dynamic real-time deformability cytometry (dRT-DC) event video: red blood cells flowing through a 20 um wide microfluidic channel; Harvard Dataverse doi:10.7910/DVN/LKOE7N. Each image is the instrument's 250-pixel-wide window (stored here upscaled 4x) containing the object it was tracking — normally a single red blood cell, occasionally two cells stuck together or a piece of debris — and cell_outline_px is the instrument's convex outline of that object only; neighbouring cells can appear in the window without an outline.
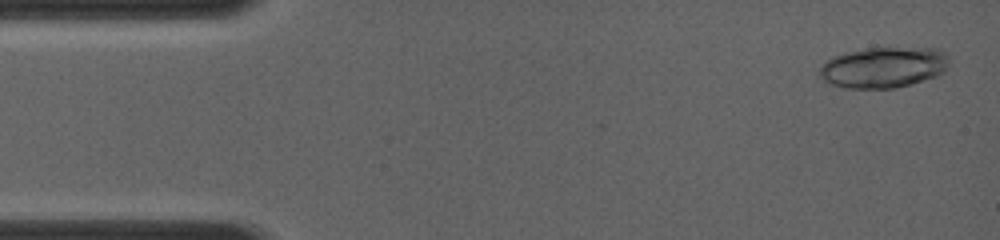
{"species": "common noctule bat (a hibernating species)", "species_latin": "Nyctalus noctula", "temperature_condition": "room temperature", "stored_images_in_passage": 9, "camera_frame_rate_fps": 4000, "um_per_image_px": 0.085, "animal": {"sex": "female", "body_mass_g": 19.0, "forearm_length_mm": 56.7}, "frame": {"image": 1, "passage_image": 1, "time_ms": 0.0, "image_size_px": [1000, 240], "cell_outline_px": [[948, 64], [944, 72], [936, 76], [912, 84], [896, 88], [844, 88], [832, 84], [824, 80], [816, 72], [832, 56], [844, 52], [864, 48], [936, 48], [944, 52], [948, 56]], "centroid_in_image_um": [75.09, 5.72], "position_along_channel_um": 9.9, "area_um2": 30.98}}
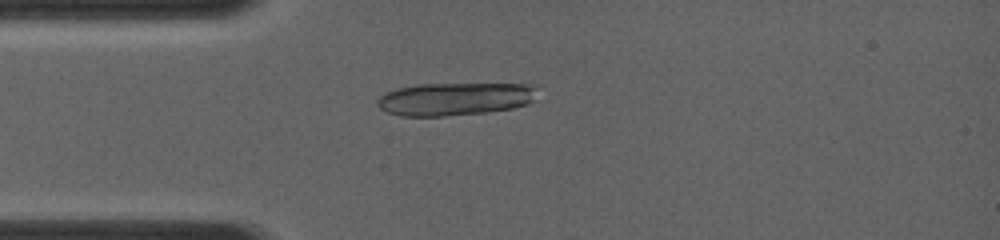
{"frame": {"image": 2, "passage_image": 8, "time_ms": 3.0, "image_size_px": [1000, 240], "cell_outline_px": [[540, 84], [532, 100], [528, 104], [512, 108], [488, 112], [444, 116], [404, 116], [388, 112], [380, 108], [376, 104], [376, 100], [380, 96], [396, 88], [416, 84]], "centroid_in_image_um": [38.69, 8.4], "position_along_channel_um": 46.3, "area_um2": 30.81}}